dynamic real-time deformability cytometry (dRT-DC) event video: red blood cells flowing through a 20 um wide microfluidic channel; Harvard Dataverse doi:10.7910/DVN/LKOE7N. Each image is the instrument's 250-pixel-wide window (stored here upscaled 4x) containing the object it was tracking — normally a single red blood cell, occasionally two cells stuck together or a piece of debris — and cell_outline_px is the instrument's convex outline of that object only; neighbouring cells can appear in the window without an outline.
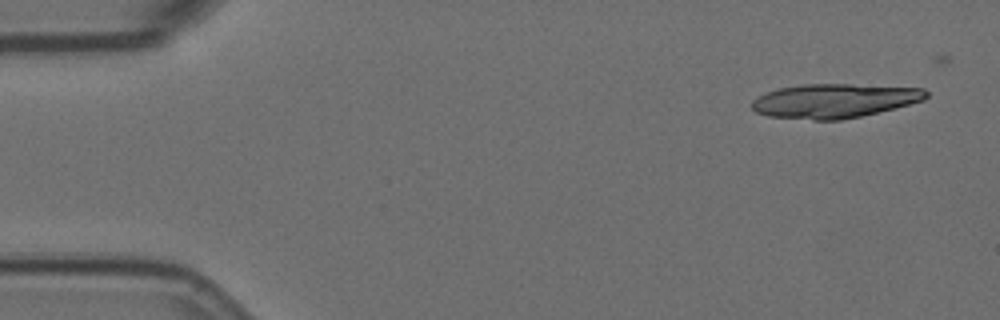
{"species": "Egyptian fruit bat (a non-hibernating species)", "species_latin": "Rousettus aegyptiacus", "temperature_condition": "room temperature", "stored_images_in_passage": 5, "segment_of_instrument_passage": [2, 2], "camera_frame_rate_fps": 3000, "um_per_image_px": 0.085, "animal": {"sex": "female"}, "frame": {"image": 1, "passage_image": 5, "time_ms": 1.333, "image_size_px": [1000, 320], "cell_outline_px": [[928, 96], [924, 100], [860, 116], [840, 120], [812, 120], [768, 116], [756, 112], [752, 108], [752, 100], [776, 88], [804, 84], [852, 84], [924, 88], [928, 92]], "centroid_in_image_um": [70.9, 8.56], "position_along_channel_um": 14.1, "area_um2": 34.51}}